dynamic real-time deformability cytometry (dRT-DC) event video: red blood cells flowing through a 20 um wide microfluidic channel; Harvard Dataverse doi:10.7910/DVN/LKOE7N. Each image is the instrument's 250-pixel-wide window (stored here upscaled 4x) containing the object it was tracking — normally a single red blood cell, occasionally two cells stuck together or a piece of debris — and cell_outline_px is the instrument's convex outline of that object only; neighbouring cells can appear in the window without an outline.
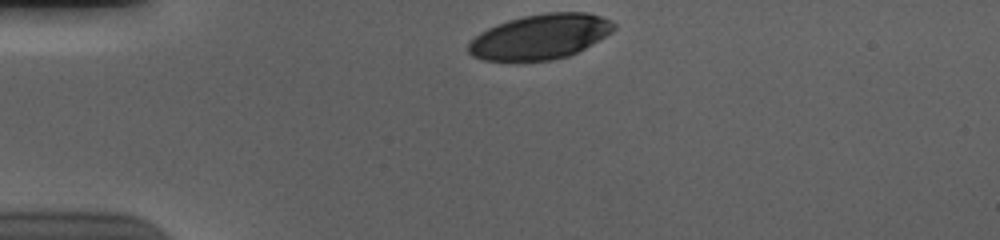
{"species": "human", "species_latin": "Homo sapiens", "temperature_condition": "cold", "stored_images_in_passage": 34, "camera_frame_rate_fps": 3000, "um_per_image_px": 0.085, "donor": {"sex": "male"}, "frame": {"image": 1, "passage_image": 1, "time_ms": 0.0, "image_size_px": [1000, 240], "cell_outline_px": [[616, 28], [612, 32], [584, 48], [568, 56], [552, 60], [484, 60], [472, 56], [468, 52], [468, 44], [480, 32], [496, 24], [508, 20], [524, 16], [548, 12], [588, 12], [612, 20], [616, 24]], "centroid_in_image_um": [45.93, 3.1], "position_along_channel_um": 39.1, "area_um2": 37.92}}
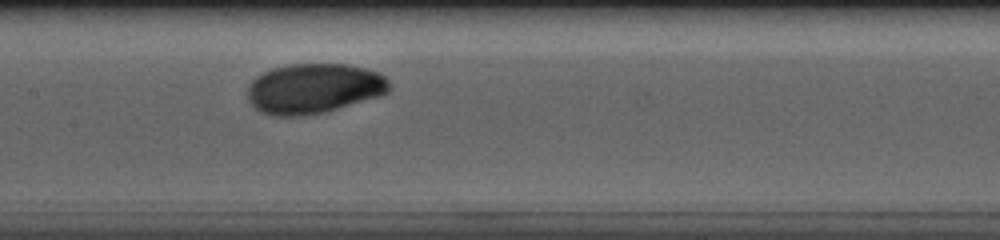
{"frame": {"image": 2, "passage_image": 16, "time_ms": 5.0, "image_size_px": [1000, 240], "cell_outline_px": [[392, 88], [388, 92], [380, 96], [324, 112], [304, 116], [272, 116], [260, 112], [248, 100], [248, 88], [252, 80], [256, 76], [272, 68], [292, 64], [344, 64], [364, 68], [380, 72], [388, 80]], "centroid_in_image_um": [26.68, 7.53], "position_along_channel_um": 180.7, "area_um2": 41.44}}
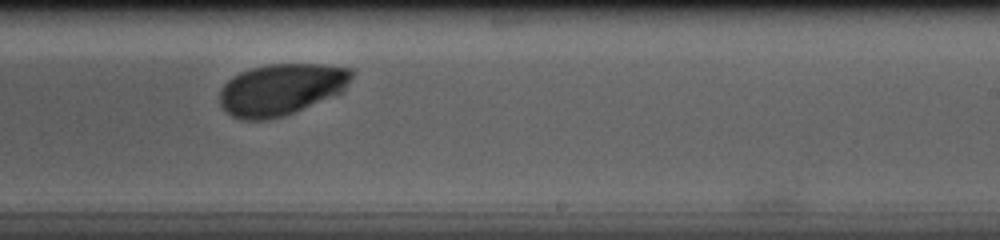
{"frame": {"image": 3, "passage_image": 23, "time_ms": 7.333, "image_size_px": [1000, 240], "cell_outline_px": [[356, 72], [344, 92], [284, 116], [268, 120], [240, 120], [232, 116], [220, 104], [220, 88], [232, 76], [240, 72], [252, 68], [268, 64], [324, 64], [352, 68]], "centroid_in_image_um": [23.95, 7.59], "position_along_channel_um": 265.1, "area_um2": 40.11}, "authors_computed_cell_mechanics": {"area_um2": 41.038, "velocity_mm_per_s": 3.6417, "shape_relaxation_time_tau1_ms": 4.1722, "shape_relaxation_time_tau2_ms": null, "deformation_change_tau1": 0.158, "deformation_change_tau2": null}}